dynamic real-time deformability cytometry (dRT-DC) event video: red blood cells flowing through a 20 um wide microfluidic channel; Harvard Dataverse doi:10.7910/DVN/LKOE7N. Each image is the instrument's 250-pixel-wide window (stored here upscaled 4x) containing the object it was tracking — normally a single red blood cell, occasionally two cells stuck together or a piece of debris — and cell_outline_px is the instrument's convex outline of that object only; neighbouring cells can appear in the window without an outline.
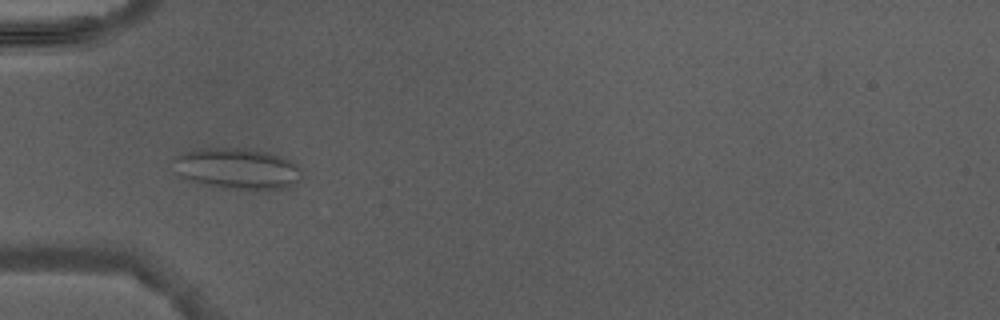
{"species": "Egyptian fruit bat (a non-hibernating species)", "species_latin": "Rousettus aegyptiacus", "temperature_condition": "warm", "stored_images_in_passage": 5, "camera_frame_rate_fps": 3000, "um_per_image_px": 0.085, "animal": {"sex": "male"}, "frame": {"image": 1, "passage_image": 4, "time_ms": 4.0, "image_size_px": [1000, 320], "cell_outline_px": [[304, 176], [296, 184], [288, 188], [220, 188], [204, 184], [180, 176], [172, 160], [176, 152], [200, 148], [244, 148], [268, 152], [284, 156], [296, 164], [300, 168]], "centroid_in_image_um": [20.17, 14.3], "position_along_channel_um": 64.8, "area_um2": 30.92}}